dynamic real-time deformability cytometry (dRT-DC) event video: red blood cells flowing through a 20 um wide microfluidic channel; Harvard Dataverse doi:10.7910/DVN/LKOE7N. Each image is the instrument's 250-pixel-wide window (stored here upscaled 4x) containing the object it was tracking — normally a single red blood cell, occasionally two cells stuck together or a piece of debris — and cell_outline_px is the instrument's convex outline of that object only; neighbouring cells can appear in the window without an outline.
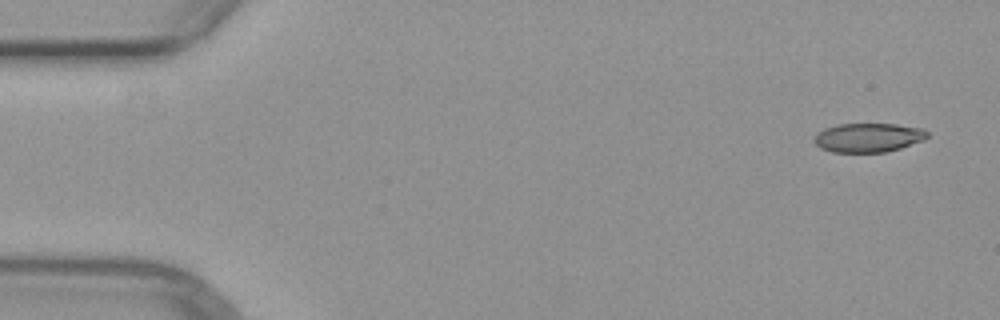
{"species": "common noctule bat (a hibernating species)", "species_latin": "Nyctalus noctula", "temperature_condition": "warm", "stored_images_in_passage": 5, "camera_frame_rate_fps": 3000, "um_per_image_px": 0.085, "animal": {"sex": "female", "body_mass_g": 29.2, "forearm_length_mm": 56.3}, "frame": {"image": 1, "passage_image": 1, "time_ms": 0.0, "image_size_px": [1000, 320], "cell_outline_px": [[928, 136], [924, 140], [900, 148], [884, 152], [832, 152], [820, 148], [812, 140], [824, 128], [836, 124], [896, 124], [924, 128], [928, 132]], "centroid_in_image_um": [73.81, 11.69], "position_along_channel_um": 11.2, "area_um2": 19.19}}
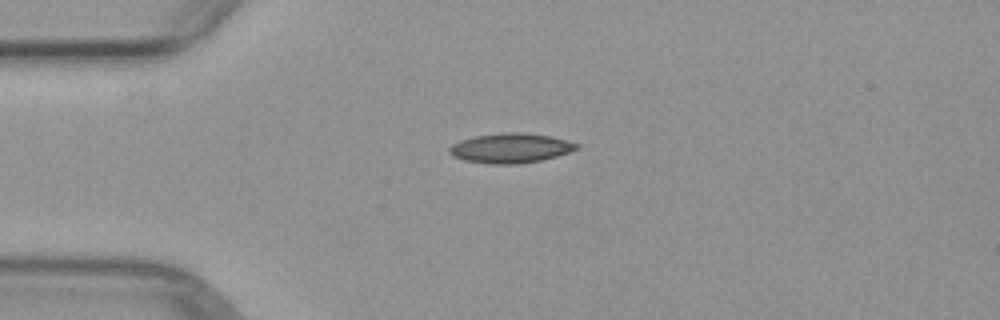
{"frame": {"image": 2, "passage_image": 3, "time_ms": 3.333, "image_size_px": [1000, 320], "cell_outline_px": [[580, 148], [556, 156], [540, 160], [516, 164], [488, 164], [464, 160], [452, 156], [448, 152], [448, 148], [452, 144], [460, 140], [476, 136], [500, 132], [524, 132], [552, 136], [580, 144]], "centroid_in_image_um": [43.38, 12.58], "position_along_channel_um": 41.6, "area_um2": 22.2}}
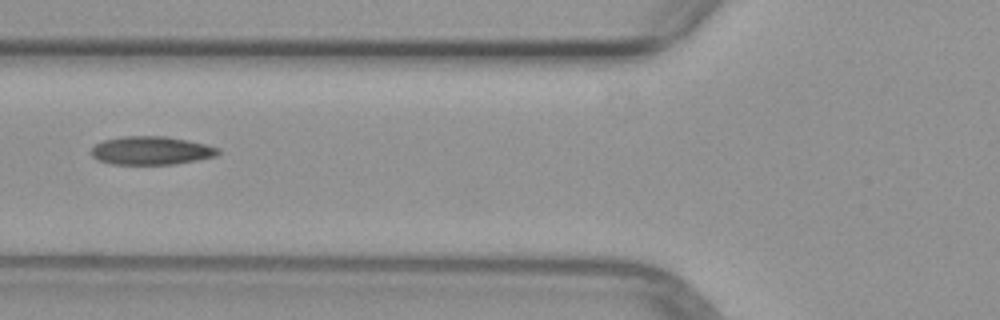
{"frame": {"image": 3, "passage_image": 5, "time_ms": 5.667, "image_size_px": [1000, 320], "cell_outline_px": [[220, 152], [216, 156], [176, 164], [112, 164], [96, 160], [88, 152], [96, 144], [104, 140], [124, 136], [164, 136], [188, 140], [220, 148]], "centroid_in_image_um": [12.83, 12.8], "position_along_channel_um": 113.0, "area_um2": 21.04}}